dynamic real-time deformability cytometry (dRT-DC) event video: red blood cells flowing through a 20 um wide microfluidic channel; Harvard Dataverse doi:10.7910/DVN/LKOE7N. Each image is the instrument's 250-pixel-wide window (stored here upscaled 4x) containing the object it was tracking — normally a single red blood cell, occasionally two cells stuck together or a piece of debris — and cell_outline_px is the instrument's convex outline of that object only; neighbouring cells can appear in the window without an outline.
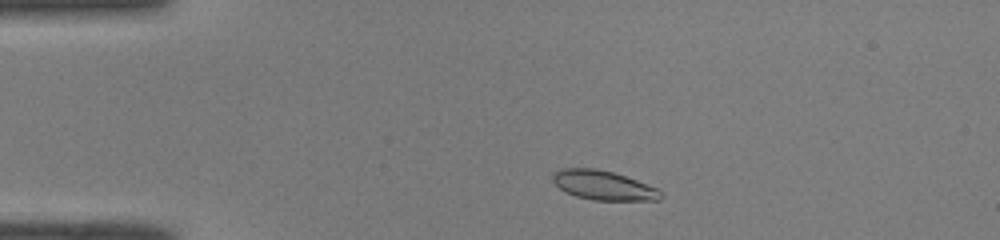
{"species": "common noctule bat (a hibernating species)", "species_latin": "Nyctalus noctula", "temperature_condition": "room temperature", "stored_images_in_passage": 43, "camera_frame_rate_fps": 3000, "um_per_image_px": 0.085, "animal": {"sex": "male", "body_mass_g": 19.0, "forearm_length_mm": 50.8}, "frame": {"image": 1, "passage_image": 4, "time_ms": 1.0, "image_size_px": [1000, 240], "cell_outline_px": [[664, 196], [660, 200], [592, 200], [576, 196], [560, 188], [552, 180], [552, 176], [560, 168], [596, 168], [612, 172], [636, 180], [656, 188]], "centroid_in_image_um": [51.28, 15.75], "position_along_channel_um": 33.7, "area_um2": 18.21}}
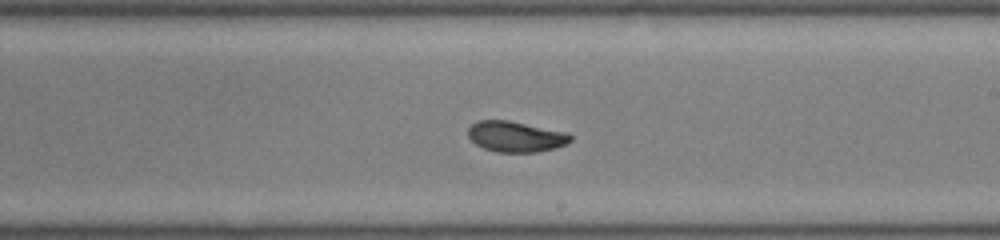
{"frame": {"image": 2, "passage_image": 23, "time_ms": 7.333, "image_size_px": [1000, 240], "cell_outline_px": [[572, 140], [564, 144], [540, 152], [496, 152], [484, 148], [476, 144], [468, 136], [468, 128], [476, 120], [508, 120], [568, 132], [572, 136]], "centroid_in_image_um": [43.82, 11.6], "position_along_channel_um": 245.2, "area_um2": 18.32}}
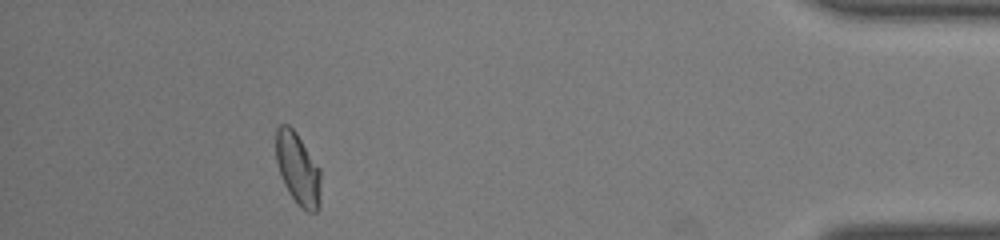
{"frame": {"image": 3, "passage_image": 39, "time_ms": 12.667, "image_size_px": [1000, 240], "cell_outline_px": [[320, 204], [316, 212], [308, 212], [300, 208], [296, 204], [288, 192], [284, 184], [276, 160], [276, 128], [280, 124], [288, 124], [296, 132], [320, 168]], "centroid_in_image_um": [25.32, 14.37], "position_along_channel_um": 409.9, "area_um2": 18.96}, "authors_computed_cell_mechanics": {"area_um2": 18.6116, "velocity_mm_per_s": 4.0876, "shape_relaxation_time_tau1_ms": 2.7328, "shape_relaxation_time_tau2_ms": 1.2417, "deformation_change_tau1": 0.1156, "deformation_change_tau2": 0.0453}}